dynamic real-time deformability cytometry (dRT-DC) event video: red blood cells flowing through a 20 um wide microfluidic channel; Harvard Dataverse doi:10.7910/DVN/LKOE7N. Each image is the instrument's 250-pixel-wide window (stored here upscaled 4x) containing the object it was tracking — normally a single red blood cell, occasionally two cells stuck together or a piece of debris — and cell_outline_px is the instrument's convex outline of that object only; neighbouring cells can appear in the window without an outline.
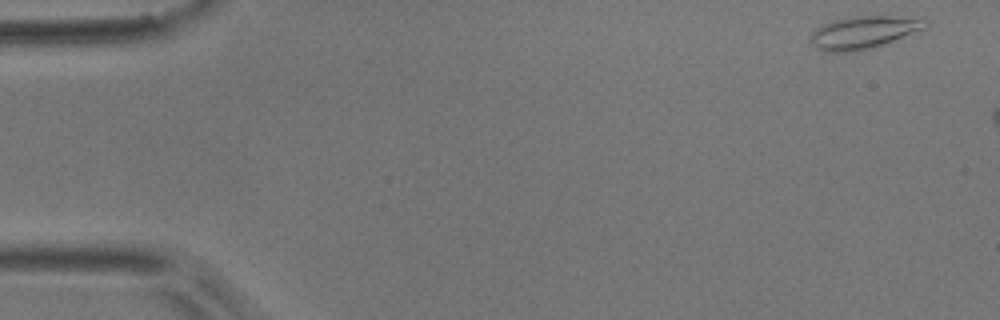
{"species": "common noctule bat (a hibernating species)", "species_latin": "Nyctalus noctula", "temperature_condition": "room temperature", "stored_images_in_passage": 9, "camera_frame_rate_fps": 3000, "um_per_image_px": 0.085, "animal": {"sex": "male", "body_mass_g": 17.9}, "frame": {"image": 1, "passage_image": 1, "time_ms": 0.0, "image_size_px": [1000, 320], "cell_outline_px": [[928, 24], [924, 28], [884, 44], [852, 52], [824, 52], [816, 48], [808, 40], [812, 32], [816, 28], [832, 20], [852, 16], [892, 16], [928, 20]], "centroid_in_image_um": [73.32, 2.76], "position_along_channel_um": 11.7, "area_um2": 21.62}}